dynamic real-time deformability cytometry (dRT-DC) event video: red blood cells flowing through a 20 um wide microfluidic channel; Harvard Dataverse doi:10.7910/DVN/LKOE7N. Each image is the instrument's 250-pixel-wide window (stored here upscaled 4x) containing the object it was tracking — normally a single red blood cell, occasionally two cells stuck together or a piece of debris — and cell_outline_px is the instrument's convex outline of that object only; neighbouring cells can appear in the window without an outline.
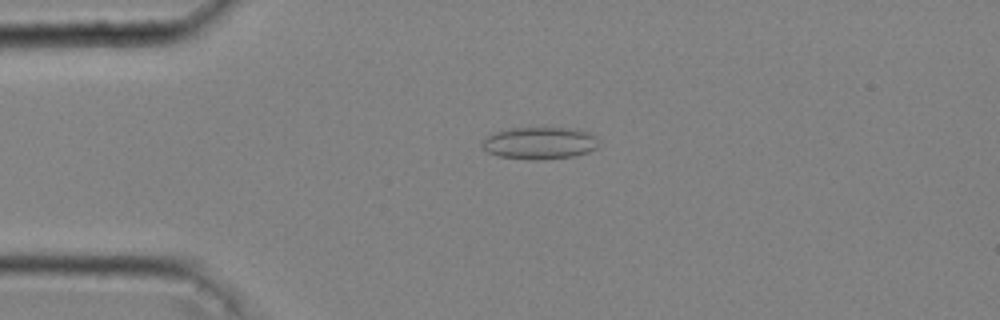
{"species": "common noctule bat (a hibernating species)", "species_latin": "Nyctalus noctula", "temperature_condition": "cold", "stored_images_in_passage": 45, "camera_frame_rate_fps": 3000, "um_per_image_px": 0.085, "animal": {"sex": "male", "body_mass_g": 20.4}, "frame": {"image": 1, "passage_image": 11, "time_ms": 3.333, "image_size_px": [1000, 320], "cell_outline_px": [[600, 144], [596, 148], [588, 152], [576, 156], [536, 160], [528, 160], [496, 156], [488, 152], [480, 144], [488, 136], [496, 132], [512, 128], [568, 128], [588, 132], [596, 136]], "centroid_in_image_um": [45.89, 12.18], "position_along_channel_um": 39.1, "area_um2": 21.91}}
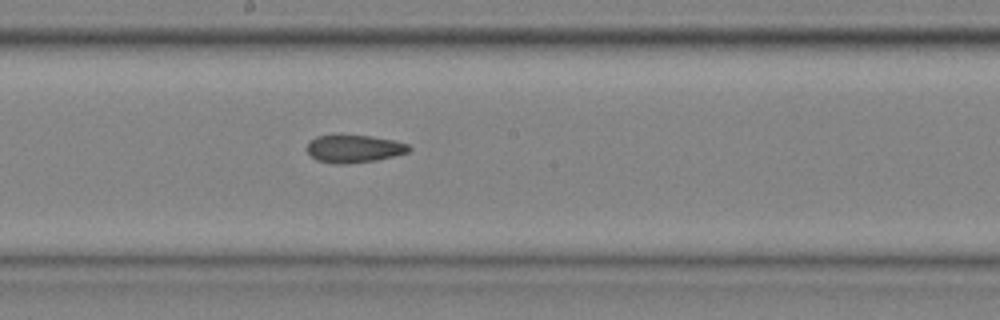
{"frame": {"image": 2, "passage_image": 26, "time_ms": 8.333, "image_size_px": [1000, 320], "cell_outline_px": [[412, 148], [408, 152], [376, 160], [344, 164], [336, 164], [316, 160], [308, 152], [308, 140], [316, 136], [372, 136], [392, 140], [408, 144]], "centroid_in_image_um": [30.09, 12.65], "position_along_channel_um": 218.1, "area_um2": 16.18}}
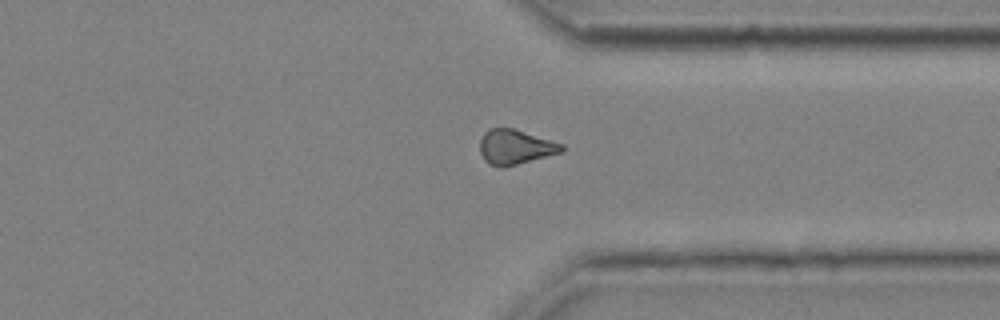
{"frame": {"image": 3, "passage_image": 37, "time_ms": 12.0, "image_size_px": [1000, 320], "cell_outline_px": [[564, 152], [504, 168], [500, 168], [488, 164], [484, 160], [480, 152], [480, 140], [484, 132], [488, 128], [512, 128], [564, 144]], "centroid_in_image_um": [43.8, 12.51], "position_along_channel_um": 367.6, "area_um2": 16.82}, "authors_computed_cell_mechanics": {"area_um2": 17.051, "velocity_mm_per_s": 4.0822, "shape_relaxation_time_tau1_ms": null, "shape_relaxation_time_tau2_ms": 5.9699, "deformation_change_tau1": null, "deformation_change_tau2": 0.1304}}